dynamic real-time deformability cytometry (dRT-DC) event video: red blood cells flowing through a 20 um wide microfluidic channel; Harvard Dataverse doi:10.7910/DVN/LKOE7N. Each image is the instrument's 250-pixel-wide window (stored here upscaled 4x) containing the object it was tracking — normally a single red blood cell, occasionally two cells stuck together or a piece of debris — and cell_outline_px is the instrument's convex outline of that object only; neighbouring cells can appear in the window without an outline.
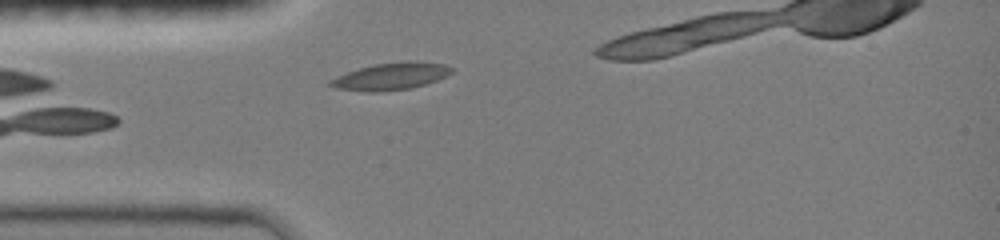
{"species": "common noctule bat (a hibernating species)", "species_latin": "Nyctalus noctula", "temperature_condition": "room temperature", "stored_images_in_passage": 16, "camera_frame_rate_fps": 3000, "um_per_image_px": 0.085, "animal": {"sex": "female", "body_mass_g": 19.0, "forearm_length_mm": 51.5}, "frame": {"image": 1, "passage_image": 4, "time_ms": 0.667, "image_size_px": [1000, 240], "cell_outline_px": [[456, 68], [452, 72], [436, 80], [424, 84], [408, 88], [376, 92], [368, 92], [336, 88], [328, 84], [328, 80], [336, 76], [360, 68], [376, 64], [408, 60], [416, 60], [444, 64]], "centroid_in_image_um": [33.23, 6.47], "position_along_channel_um": 51.8, "area_um2": 19.07}}
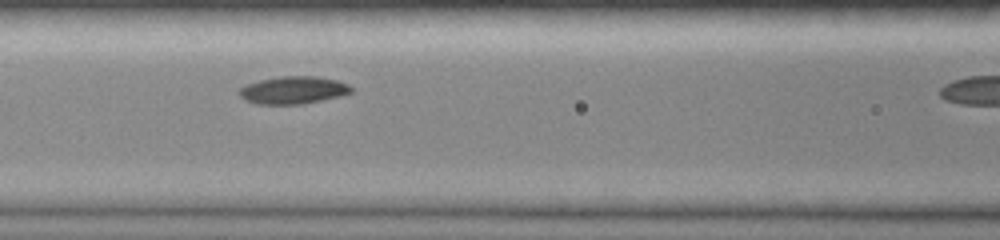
{"frame": {"image": 2, "passage_image": 10, "time_ms": 3.0, "image_size_px": [1000, 240], "cell_outline_px": [[352, 92], [304, 104], [256, 104], [244, 100], [240, 96], [240, 88], [244, 84], [260, 80], [280, 76], [316, 76], [336, 80], [348, 84], [352, 88]], "centroid_in_image_um": [24.88, 7.65], "position_along_channel_um": 141.7, "area_um2": 17.86}}
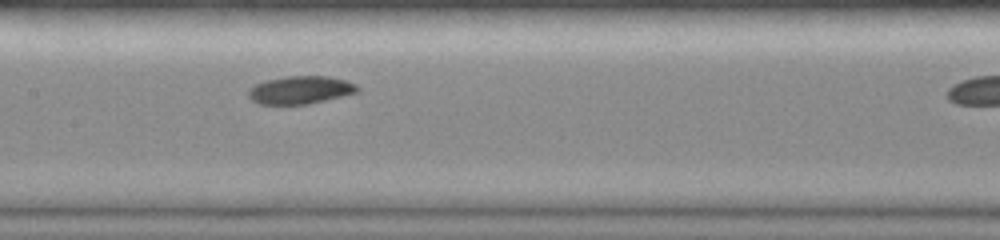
{"frame": {"image": 3, "passage_image": 13, "time_ms": 4.0, "image_size_px": [1000, 240], "cell_outline_px": [[360, 88], [356, 92], [308, 104], [260, 104], [252, 100], [248, 96], [248, 88], [256, 84], [268, 80], [284, 76], [328, 76], [344, 80], [356, 84]], "centroid_in_image_um": [25.5, 7.64], "position_along_channel_um": 181.9, "area_um2": 17.51}}